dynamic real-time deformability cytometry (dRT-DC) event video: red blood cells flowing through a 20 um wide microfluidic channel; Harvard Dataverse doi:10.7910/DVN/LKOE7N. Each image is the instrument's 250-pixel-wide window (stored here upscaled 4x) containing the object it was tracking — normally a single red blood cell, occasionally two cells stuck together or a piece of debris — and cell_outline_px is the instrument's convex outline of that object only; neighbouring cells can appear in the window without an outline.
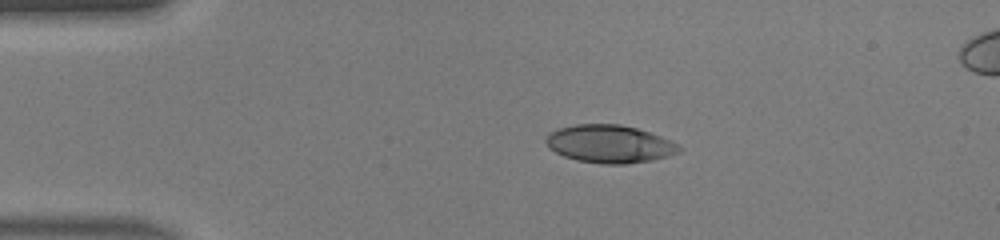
{"species": "human", "species_latin": "Homo sapiens", "temperature_condition": "warm", "stored_images_in_passage": 37, "camera_frame_rate_fps": 3000, "um_per_image_px": 0.085, "donor": {"sex": "male"}, "frame": {"image": 1, "passage_image": 1, "time_ms": 0.0, "image_size_px": [1000, 240], "cell_outline_px": [[684, 148], [680, 152], [668, 156], [652, 160], [628, 164], [600, 164], [576, 160], [564, 156], [548, 148], [544, 140], [548, 132], [560, 128], [576, 124], [620, 124], [636, 128], [672, 140], [680, 144]], "centroid_in_image_um": [51.83, 12.24], "position_along_channel_um": 33.2, "area_um2": 29.71}}
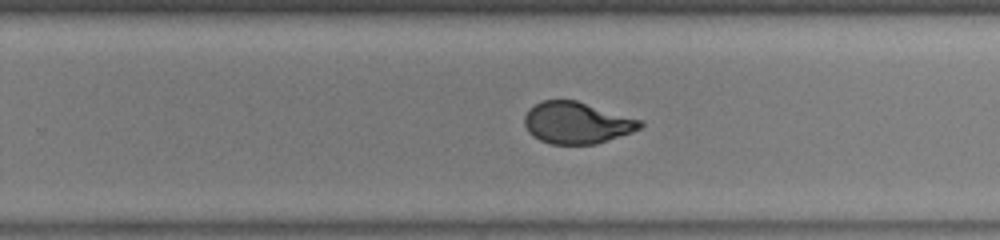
{"frame": {"image": 2, "passage_image": 21, "time_ms": 6.667, "image_size_px": [1000, 240], "cell_outline_px": [[644, 124], [640, 128], [632, 132], [596, 144], [552, 144], [540, 140], [532, 136], [528, 132], [524, 124], [524, 116], [528, 108], [540, 100], [576, 100], [644, 120]], "centroid_in_image_um": [49.02, 10.43], "position_along_channel_um": 280.8, "area_um2": 28.38}}
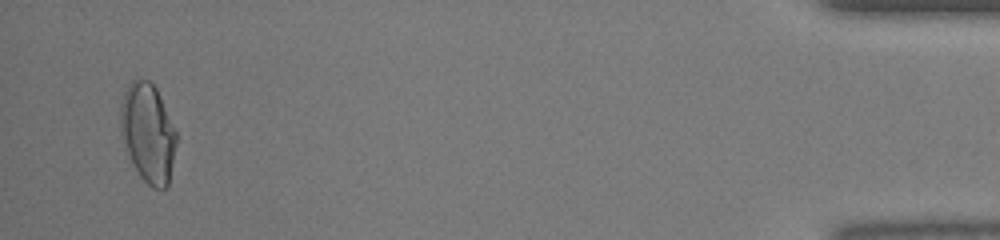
{"frame": {"image": 3, "passage_image": 36, "time_ms": 11.667, "image_size_px": [1000, 240], "cell_outline_px": [[176, 144], [168, 184], [164, 188], [152, 188], [140, 176], [128, 152], [124, 140], [120, 124], [120, 108], [124, 92], [128, 84], [132, 80], [148, 80], [156, 88], [160, 96], [176, 132]], "centroid_in_image_um": [12.58, 11.27], "position_along_channel_um": 422.6, "area_um2": 31.44}, "authors_computed_cell_mechanics": {"area_um2": 29.2468, "velocity_mm_per_s": 4.4806, "shape_relaxation_time_tau1_ms": 8.8394, "shape_relaxation_time_tau2_ms": null, "deformation_change_tau1": 0.3059, "deformation_change_tau2": null}}